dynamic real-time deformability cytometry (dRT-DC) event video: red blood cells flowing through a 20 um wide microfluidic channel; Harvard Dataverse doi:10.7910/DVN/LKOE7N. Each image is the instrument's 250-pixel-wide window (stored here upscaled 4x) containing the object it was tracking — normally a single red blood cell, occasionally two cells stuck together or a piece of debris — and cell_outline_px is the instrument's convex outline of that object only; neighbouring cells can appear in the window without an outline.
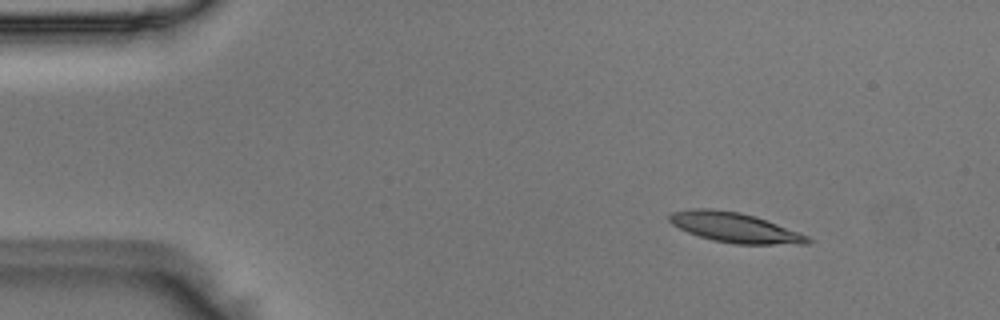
{"species": "Egyptian fruit bat (a non-hibernating species)", "species_latin": "Rousettus aegyptiacus", "temperature_condition": "room temperature", "stored_images_in_passage": 46, "camera_frame_rate_fps": 3000, "um_per_image_px": 0.085, "animal": {"sex": "male"}, "frame": {"image": 1, "passage_image": 3, "time_ms": 0.667, "image_size_px": [1000, 320], "cell_outline_px": [[812, 244], [732, 244], [712, 240], [688, 232], [672, 224], [668, 220], [668, 216], [672, 212], [692, 208], [712, 208], [740, 212], [756, 216], [808, 236], [812, 240]], "centroid_in_image_um": [62.45, 19.33], "position_along_channel_um": 22.6, "area_um2": 24.1}}
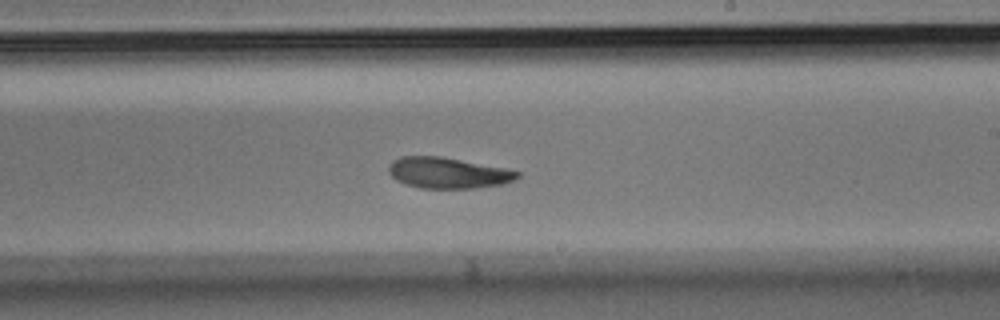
{"frame": {"image": 2, "passage_image": 26, "time_ms": 8.333, "image_size_px": [1000, 320], "cell_outline_px": [[520, 176], [516, 180], [504, 184], [476, 188], [420, 188], [396, 180], [388, 172], [388, 168], [392, 160], [400, 156], [440, 156], [508, 168], [520, 172]], "centroid_in_image_um": [38.12, 14.69], "position_along_channel_um": 250.9, "area_um2": 23.41}}
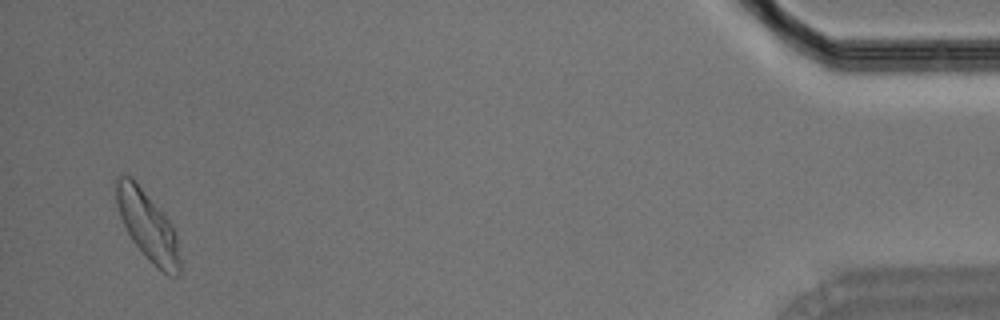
{"frame": {"image": 3, "passage_image": 45, "time_ms": 14.667, "image_size_px": [1000, 320], "cell_outline_px": [[180, 276], [168, 276], [156, 268], [132, 240], [120, 216], [116, 204], [116, 180], [120, 176], [132, 176], [136, 180], [172, 224], [176, 236], [180, 260]], "centroid_in_image_um": [12.57, 19.21], "position_along_channel_um": 422.6, "area_um2": 25.49}}